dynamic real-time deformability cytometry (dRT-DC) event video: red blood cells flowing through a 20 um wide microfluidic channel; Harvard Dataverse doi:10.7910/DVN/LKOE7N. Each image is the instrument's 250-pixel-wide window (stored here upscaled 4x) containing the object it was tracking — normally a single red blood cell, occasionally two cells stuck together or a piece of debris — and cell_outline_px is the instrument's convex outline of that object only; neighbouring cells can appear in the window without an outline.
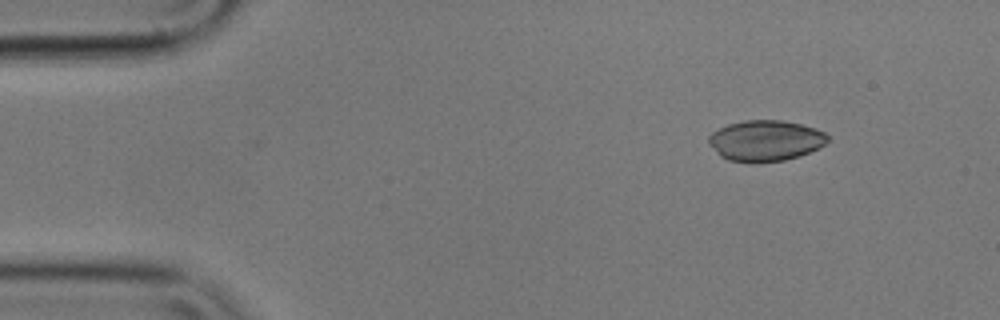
{"species": "common noctule bat (a hibernating species)", "species_latin": "Nyctalus noctula", "temperature_condition": "cold", "stored_images_in_passage": 3, "camera_frame_rate_fps": 3000, "um_per_image_px": 0.085, "animal": {"sex": "male", "body_mass_g": 17.9}, "frame": {"image": 1, "passage_image": 3, "time_ms": 0.667, "image_size_px": [1000, 320], "cell_outline_px": [[828, 140], [824, 144], [800, 156], [784, 160], [756, 164], [752, 164], [728, 160], [720, 156], [708, 144], [708, 136], [712, 132], [728, 124], [744, 120], [780, 120], [800, 124], [816, 128], [824, 132], [828, 136]], "centroid_in_image_um": [65.02, 11.97], "position_along_channel_um": 20.0, "area_um2": 28.55}}